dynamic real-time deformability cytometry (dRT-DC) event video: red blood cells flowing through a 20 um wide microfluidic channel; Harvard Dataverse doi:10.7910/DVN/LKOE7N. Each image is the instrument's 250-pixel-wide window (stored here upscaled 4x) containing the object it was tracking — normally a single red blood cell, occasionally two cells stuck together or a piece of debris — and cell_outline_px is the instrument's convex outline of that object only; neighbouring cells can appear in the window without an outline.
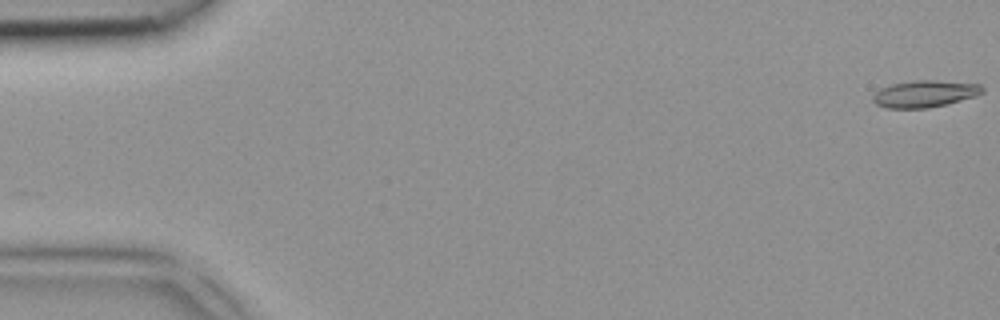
{"species": "common noctule bat (a hibernating species)", "species_latin": "Nyctalus noctula", "temperature_condition": "room temperature", "stored_images_in_passage": 3, "camera_frame_rate_fps": 3000, "um_per_image_px": 0.085, "animal": {"sex": "female", "body_mass_g": 18.4}, "frame": {"image": 1, "passage_image": 1, "time_ms": 0.0, "image_size_px": [1000, 320], "cell_outline_px": [[984, 92], [976, 96], [948, 104], [928, 108], [888, 108], [876, 104], [872, 100], [872, 96], [880, 88], [892, 84], [916, 80], [936, 80], [980, 84], [984, 88]], "centroid_in_image_um": [78.62, 7.97], "position_along_channel_um": 6.4, "area_um2": 17.22}}